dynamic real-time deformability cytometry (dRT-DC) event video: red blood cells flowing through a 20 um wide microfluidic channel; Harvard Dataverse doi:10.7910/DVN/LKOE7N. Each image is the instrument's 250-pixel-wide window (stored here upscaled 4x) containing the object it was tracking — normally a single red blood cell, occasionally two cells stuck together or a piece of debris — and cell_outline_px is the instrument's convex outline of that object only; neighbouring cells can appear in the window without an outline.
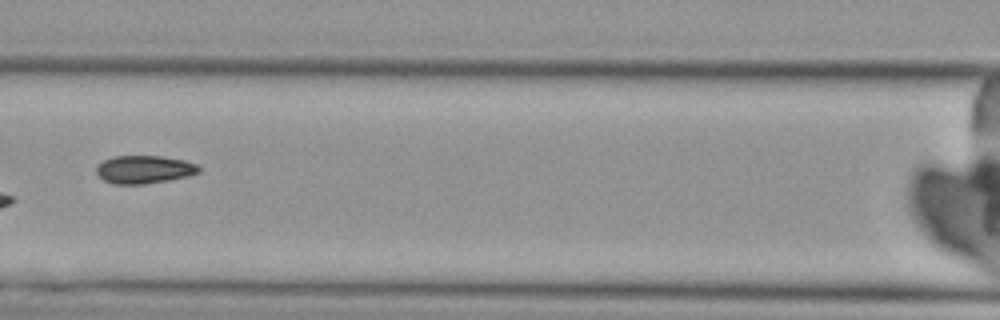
{"species": "Egyptian fruit bat (a non-hibernating species)", "species_latin": "Rousettus aegyptiacus", "temperature_condition": "cold", "stored_images_in_passage": 7, "camera_frame_rate_fps": 3000, "um_per_image_px": 0.085, "animal": {"sex": "female"}, "frame": {"image": 1, "passage_image": 3, "time_ms": 2.667, "image_size_px": [1000, 320], "cell_outline_px": [[200, 172], [188, 176], [168, 180], [144, 184], [112, 184], [104, 180], [96, 172], [96, 164], [112, 156], [160, 156], [184, 160], [196, 164], [200, 168]], "centroid_in_image_um": [12.23, 14.4], "position_along_channel_um": 154.4, "area_um2": 16.76}}
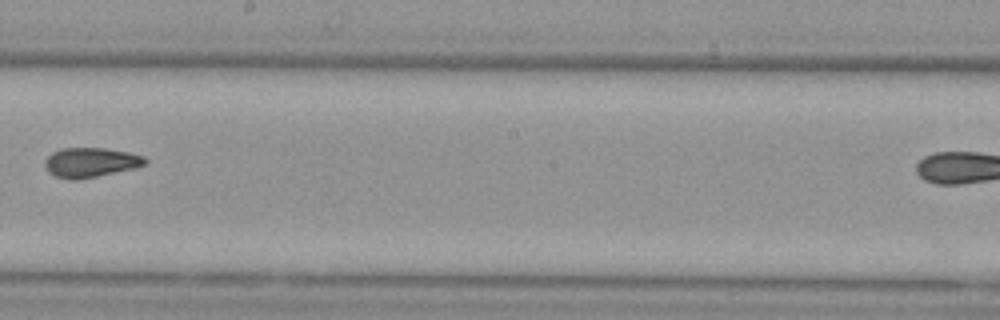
{"frame": {"image": 2, "passage_image": 5, "time_ms": 5.0, "image_size_px": [1000, 320], "cell_outline_px": [[148, 164], [136, 168], [76, 180], [68, 180], [56, 176], [48, 172], [44, 164], [44, 160], [52, 152], [60, 148], [104, 148], [128, 152], [144, 156], [148, 160]], "centroid_in_image_um": [7.71, 13.8], "position_along_channel_um": 240.5, "area_um2": 17.46}}
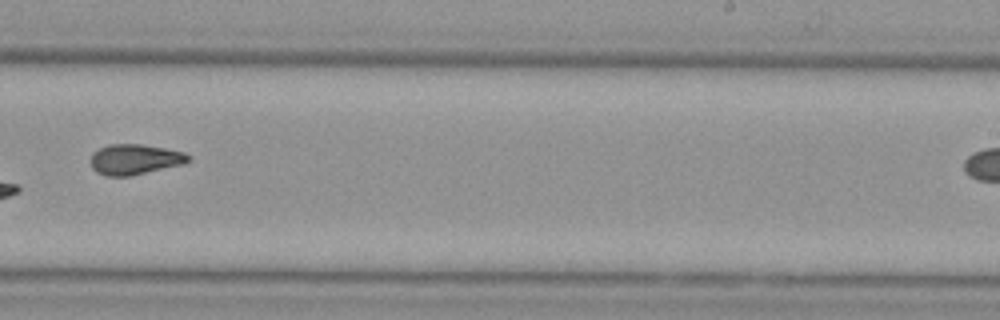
{"frame": {"image": 3, "passage_image": 6, "time_ms": 6.0, "image_size_px": [1000, 320], "cell_outline_px": [[192, 160], [184, 164], [128, 176], [108, 176], [96, 172], [92, 168], [92, 152], [108, 144], [140, 144], [164, 148], [184, 152], [192, 156]], "centroid_in_image_um": [11.49, 13.54], "position_along_channel_um": 277.5, "area_um2": 17.28}}